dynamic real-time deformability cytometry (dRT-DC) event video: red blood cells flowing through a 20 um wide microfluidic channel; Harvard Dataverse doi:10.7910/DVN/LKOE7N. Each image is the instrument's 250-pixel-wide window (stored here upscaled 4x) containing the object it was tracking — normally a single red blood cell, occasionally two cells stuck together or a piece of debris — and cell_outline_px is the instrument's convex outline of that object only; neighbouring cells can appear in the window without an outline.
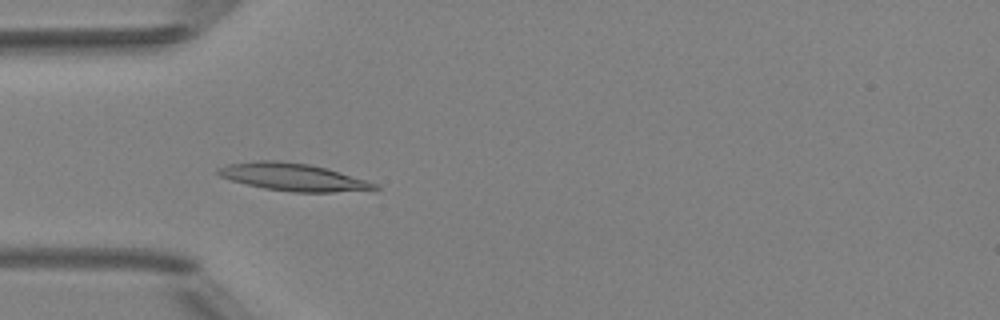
{"species": "Egyptian fruit bat (a non-hibernating species)", "species_latin": "Rousettus aegyptiacus", "temperature_condition": "room temperature", "stored_images_in_passage": 6, "camera_frame_rate_fps": 3000, "um_per_image_px": 0.085, "animal": {"sex": "female"}, "frame": {"image": 1, "passage_image": 5, "time_ms": 4.667, "image_size_px": [1000, 320], "cell_outline_px": [[380, 188], [332, 192], [292, 192], [264, 188], [232, 180], [220, 176], [216, 172], [216, 168], [228, 164], [256, 160], [276, 160], [308, 164], [328, 168], [376, 184]], "centroid_in_image_um": [24.83, 15.03], "position_along_channel_um": 60.2, "area_um2": 24.68}}
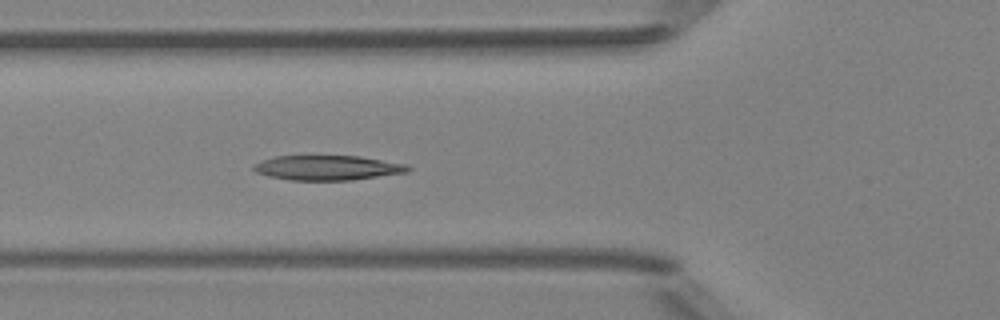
{"frame": {"image": 2, "passage_image": 6, "time_ms": 5.667, "image_size_px": [1000, 320], "cell_outline_px": [[412, 168], [408, 172], [352, 180], [288, 180], [268, 176], [256, 172], [252, 168], [256, 164], [264, 160], [276, 156], [360, 156], [408, 164]], "centroid_in_image_um": [27.89, 14.26], "position_along_channel_um": 97.9, "area_um2": 22.25}}